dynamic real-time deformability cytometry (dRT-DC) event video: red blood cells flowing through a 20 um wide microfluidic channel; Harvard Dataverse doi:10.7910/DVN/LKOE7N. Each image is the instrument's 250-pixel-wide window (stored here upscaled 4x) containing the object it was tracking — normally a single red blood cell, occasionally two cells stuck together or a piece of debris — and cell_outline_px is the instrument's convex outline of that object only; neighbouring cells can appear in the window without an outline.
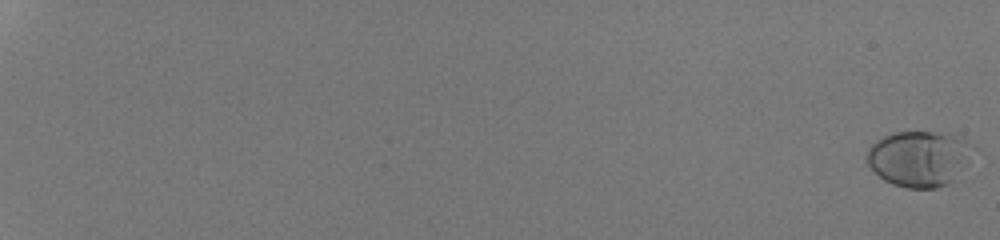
{"species": "human", "species_latin": "Homo sapiens", "temperature_condition": "room temperature", "stored_images_in_passage": 55, "camera_frame_rate_fps": 3000, "um_per_image_px": 0.085, "donor": {"sex": "male"}, "frame": {"image": 1, "passage_image": 1, "time_ms": 0.0, "image_size_px": [1000, 240], "cell_outline_px": [[980, 152], [948, 184], [936, 188], [908, 188], [892, 184], [884, 180], [868, 164], [868, 148], [876, 140], [892, 132], [952, 132], [960, 136], [980, 148]], "centroid_in_image_um": [78.26, 13.44], "position_along_channel_um": 6.7, "area_um2": 35.37}}
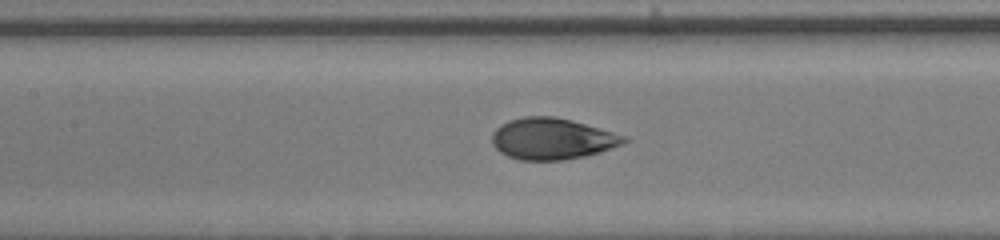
{"frame": {"image": 2, "passage_image": 32, "time_ms": 10.333, "image_size_px": [1000, 240], "cell_outline_px": [[628, 140], [620, 144], [600, 152], [584, 156], [560, 160], [520, 160], [508, 156], [500, 152], [492, 144], [492, 132], [500, 124], [508, 120], [524, 116], [556, 116], [572, 120], [612, 132], [624, 136]], "centroid_in_image_um": [46.86, 11.78], "position_along_channel_um": 160.5, "area_um2": 31.62}}
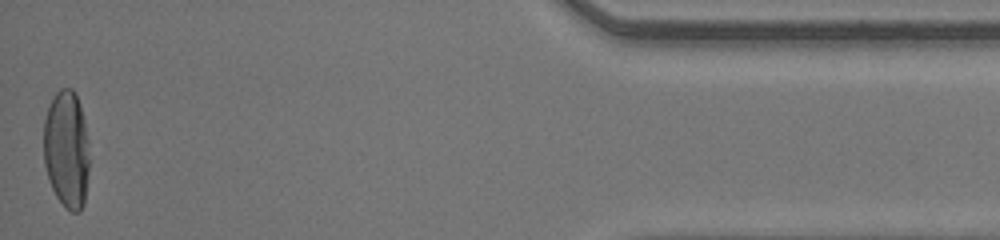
{"frame": {"image": 3, "passage_image": 55, "time_ms": 18.0, "image_size_px": [1000, 240], "cell_outline_px": [[88, 168], [84, 204], [80, 212], [72, 212], [56, 196], [48, 180], [44, 164], [44, 120], [48, 108], [56, 92], [60, 88], [72, 88], [80, 104], [84, 120], [88, 140]], "centroid_in_image_um": [5.65, 12.69], "position_along_channel_um": 429.5, "area_um2": 31.21}, "authors_computed_cell_mechanics": {"area_um2": 31.6744, "velocity_mm_per_s": 4.2543, "shape_relaxation_time_tau1_ms": 3.333, "shape_relaxation_time_tau2_ms": null, "deformation_change_tau1": 0.1806, "deformation_change_tau2": null}}